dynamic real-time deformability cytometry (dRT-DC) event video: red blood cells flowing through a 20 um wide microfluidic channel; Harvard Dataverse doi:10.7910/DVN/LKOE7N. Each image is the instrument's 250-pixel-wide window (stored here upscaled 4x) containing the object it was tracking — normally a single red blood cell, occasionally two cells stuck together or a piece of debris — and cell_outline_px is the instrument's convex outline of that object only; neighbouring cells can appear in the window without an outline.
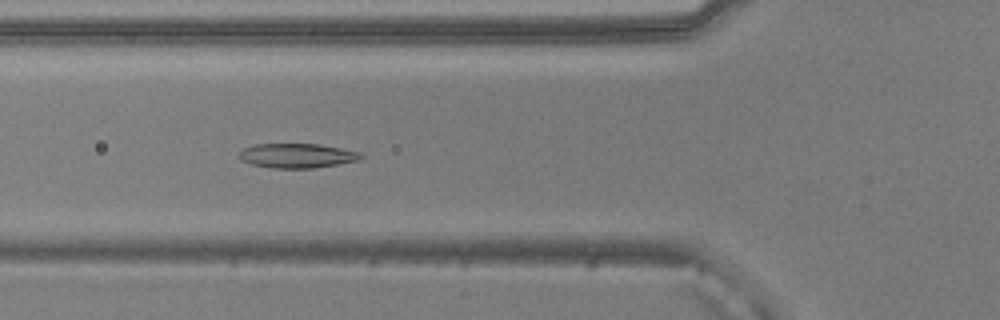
{"species": "common noctule bat (a hibernating species)", "species_latin": "Nyctalus noctula", "temperature_condition": "warm", "stored_images_in_passage": 53, "camera_frame_rate_fps": 3000, "um_per_image_px": 0.085, "animal": {"sex": "male", "body_mass_g": 20.5, "forearm_length_mm": 52.5}, "frame": {"image": 1, "passage_image": 18, "time_ms": 5.667, "image_size_px": [1000, 320], "cell_outline_px": [[364, 156], [356, 160], [336, 164], [312, 168], [272, 168], [252, 164], [240, 160], [236, 156], [244, 148], [256, 144], [316, 144], [340, 148], [360, 152]], "centroid_in_image_um": [25.19, 13.23], "position_along_channel_um": 100.6, "area_um2": 17.17}}
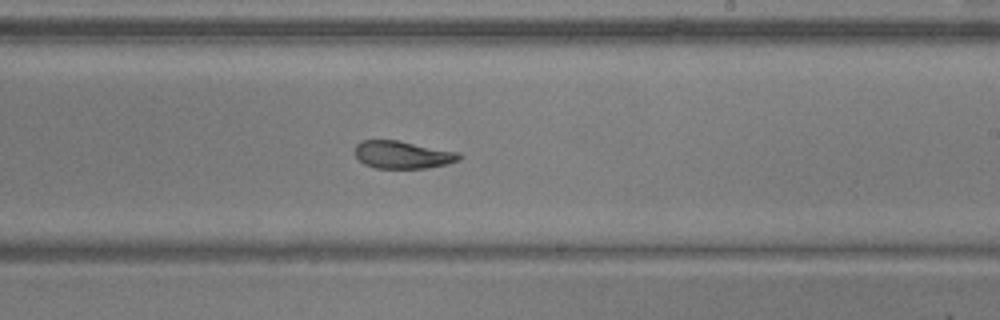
{"frame": {"image": 2, "passage_image": 30, "time_ms": 9.667, "image_size_px": [1000, 320], "cell_outline_px": [[460, 160], [448, 164], [428, 168], [376, 168], [364, 164], [356, 156], [356, 144], [360, 140], [396, 140], [460, 152]], "centroid_in_image_um": [34.24, 13.15], "position_along_channel_um": 254.8, "area_um2": 16.76}}
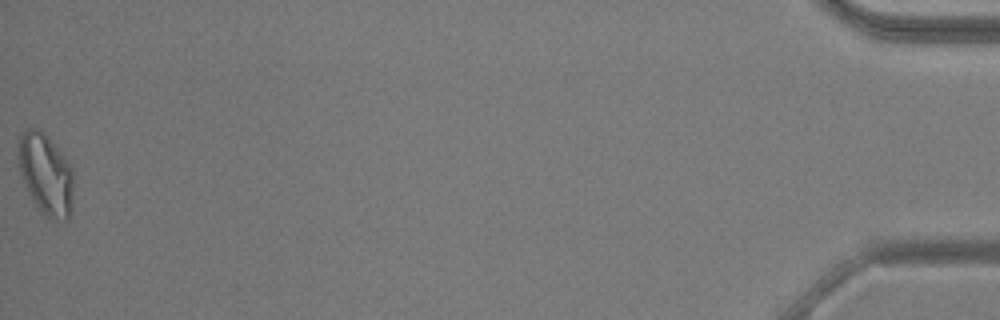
{"frame": {"image": 3, "passage_image": 52, "time_ms": 17.0, "image_size_px": [1000, 320], "cell_outline_px": [[72, 208], [68, 220], [48, 220], [44, 216], [32, 200], [20, 176], [16, 144], [16, 136], [24, 128], [36, 128], [44, 132], [48, 136], [72, 168]], "centroid_in_image_um": [3.83, 14.79], "position_along_channel_um": 431.4, "area_um2": 26.76}}